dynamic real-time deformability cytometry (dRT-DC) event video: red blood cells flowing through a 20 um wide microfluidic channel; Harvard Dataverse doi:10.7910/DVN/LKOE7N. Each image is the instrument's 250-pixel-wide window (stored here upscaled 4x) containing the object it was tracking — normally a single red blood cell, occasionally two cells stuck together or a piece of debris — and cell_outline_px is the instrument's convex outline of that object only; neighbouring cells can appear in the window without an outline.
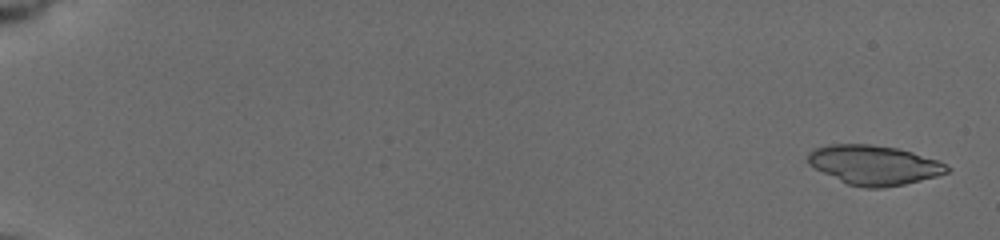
{"species": "common noctule bat (a hibernating species)", "species_latin": "Nyctalus noctula", "temperature_condition": "cold", "stored_images_in_passage": 56, "camera_frame_rate_fps": 3000, "um_per_image_px": 0.085, "animal": {"sex": "female", "body_mass_g": 19.5, "forearm_length_mm": 54.1}, "frame": {"image": 1, "passage_image": 2, "time_ms": 0.333, "image_size_px": [1000, 240], "cell_outline_px": [[952, 168], [948, 172], [936, 176], [904, 184], [884, 188], [864, 188], [848, 184], [808, 164], [808, 152], [812, 148], [828, 144], [868, 144], [896, 148], [912, 152], [936, 160]], "centroid_in_image_um": [74.27, 14.02], "position_along_channel_um": 10.7, "area_um2": 31.73}}